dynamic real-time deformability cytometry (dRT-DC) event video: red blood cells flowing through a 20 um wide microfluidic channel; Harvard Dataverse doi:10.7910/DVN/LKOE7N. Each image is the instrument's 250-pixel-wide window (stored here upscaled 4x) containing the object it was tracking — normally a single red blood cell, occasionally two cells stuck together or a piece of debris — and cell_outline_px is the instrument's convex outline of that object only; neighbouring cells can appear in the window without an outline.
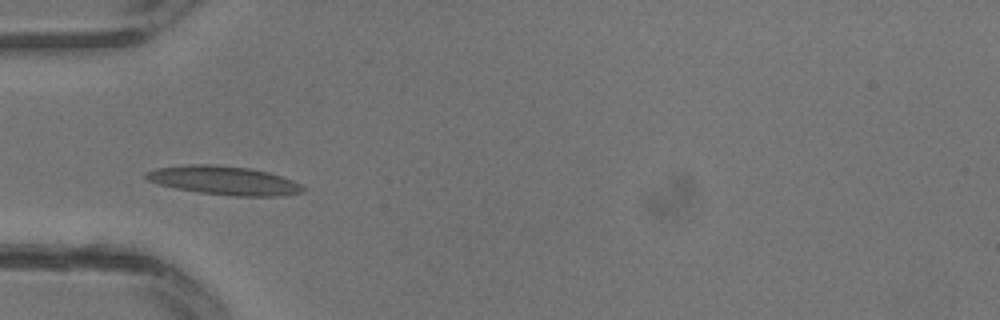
{"species": "common noctule bat (a hibernating species)", "species_latin": "Nyctalus noctula", "temperature_condition": "warm", "stored_images_in_passage": 28, "camera_frame_rate_fps": 3000, "um_per_image_px": 0.085, "animal": {"sex": "male", "body_mass_g": 13.3}, "frame": {"image": 1, "passage_image": 7, "time_ms": 2.0, "image_size_px": [1000, 320], "cell_outline_px": [[304, 192], [280, 196], [236, 196], [200, 192], [176, 188], [160, 184], [148, 180], [144, 176], [148, 172], [156, 168], [192, 164], [216, 164], [248, 168], [268, 172], [292, 180], [300, 184], [304, 188]], "centroid_in_image_um": [19.06, 15.34], "position_along_channel_um": 65.9, "area_um2": 25.95}}
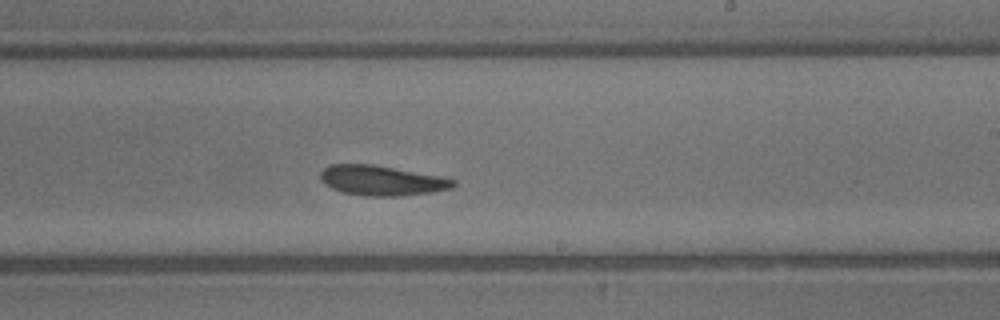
{"frame": {"image": 2, "passage_image": 16, "time_ms": 5.0, "image_size_px": [1000, 320], "cell_outline_px": [[456, 184], [452, 188], [432, 192], [400, 196], [364, 196], [344, 192], [332, 188], [324, 184], [320, 180], [320, 172], [324, 168], [332, 164], [372, 164], [440, 176], [456, 180]], "centroid_in_image_um": [32.43, 15.34], "position_along_channel_um": 256.6, "area_um2": 23.18}}
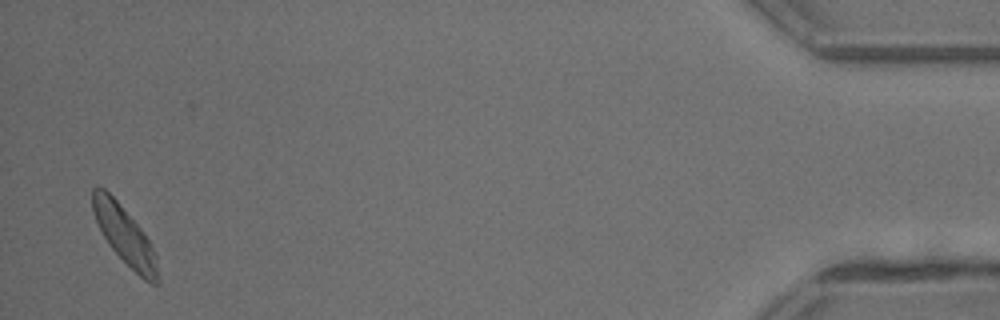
{"frame": {"image": 3, "passage_image": 28, "time_ms": 9.0, "image_size_px": [1000, 320], "cell_outline_px": [[160, 284], [152, 284], [144, 280], [108, 244], [92, 212], [92, 188], [104, 188], [116, 200], [140, 228], [148, 240], [156, 256], [160, 280]], "centroid_in_image_um": [10.61, 20.03], "position_along_channel_um": 424.6, "area_um2": 21.39}}